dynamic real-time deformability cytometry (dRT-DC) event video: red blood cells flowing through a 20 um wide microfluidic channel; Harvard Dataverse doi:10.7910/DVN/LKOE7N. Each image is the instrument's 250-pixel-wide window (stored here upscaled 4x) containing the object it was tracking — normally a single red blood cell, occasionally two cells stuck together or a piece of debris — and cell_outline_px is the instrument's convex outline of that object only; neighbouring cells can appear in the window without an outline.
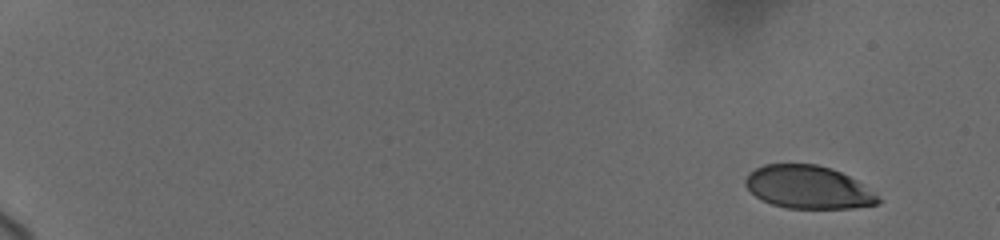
{"species": "human", "species_latin": "Homo sapiens", "temperature_condition": "cold", "stored_images_in_passage": 21, "camera_frame_rate_fps": 3000, "um_per_image_px": 0.085, "donor": {"sex": "female"}, "frame": {"image": 1, "passage_image": 1, "time_ms": 0.0, "image_size_px": [1000, 240], "cell_outline_px": [[884, 200], [880, 204], [852, 208], [788, 208], [772, 204], [756, 196], [744, 184], [744, 180], [748, 172], [764, 164], [816, 164], [832, 168], [856, 180]], "centroid_in_image_um": [68.71, 15.91], "position_along_channel_um": 16.3, "area_um2": 33.18}}